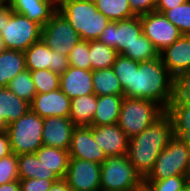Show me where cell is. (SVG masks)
Wrapping results in <instances>:
<instances>
[{
    "label": "cell",
    "mask_w": 190,
    "mask_h": 191,
    "mask_svg": "<svg viewBox=\"0 0 190 191\" xmlns=\"http://www.w3.org/2000/svg\"><path fill=\"white\" fill-rule=\"evenodd\" d=\"M175 138L174 125L163 113L142 133L129 139L127 157L145 179L154 167L160 152Z\"/></svg>",
    "instance_id": "obj_1"
},
{
    "label": "cell",
    "mask_w": 190,
    "mask_h": 191,
    "mask_svg": "<svg viewBox=\"0 0 190 191\" xmlns=\"http://www.w3.org/2000/svg\"><path fill=\"white\" fill-rule=\"evenodd\" d=\"M172 77L161 57L143 62L132 59L131 85L124 90V97L151 100L164 109L169 100Z\"/></svg>",
    "instance_id": "obj_2"
},
{
    "label": "cell",
    "mask_w": 190,
    "mask_h": 191,
    "mask_svg": "<svg viewBox=\"0 0 190 191\" xmlns=\"http://www.w3.org/2000/svg\"><path fill=\"white\" fill-rule=\"evenodd\" d=\"M58 11L82 40H97L111 22L97 10L93 0H63L58 4Z\"/></svg>",
    "instance_id": "obj_3"
},
{
    "label": "cell",
    "mask_w": 190,
    "mask_h": 191,
    "mask_svg": "<svg viewBox=\"0 0 190 191\" xmlns=\"http://www.w3.org/2000/svg\"><path fill=\"white\" fill-rule=\"evenodd\" d=\"M143 188L144 179L127 155L107 157L101 164V191H139Z\"/></svg>",
    "instance_id": "obj_4"
},
{
    "label": "cell",
    "mask_w": 190,
    "mask_h": 191,
    "mask_svg": "<svg viewBox=\"0 0 190 191\" xmlns=\"http://www.w3.org/2000/svg\"><path fill=\"white\" fill-rule=\"evenodd\" d=\"M164 113V109L151 100L124 97L118 120L119 128L130 139L142 133Z\"/></svg>",
    "instance_id": "obj_5"
},
{
    "label": "cell",
    "mask_w": 190,
    "mask_h": 191,
    "mask_svg": "<svg viewBox=\"0 0 190 191\" xmlns=\"http://www.w3.org/2000/svg\"><path fill=\"white\" fill-rule=\"evenodd\" d=\"M164 113L174 125L175 138L190 143V76L172 77Z\"/></svg>",
    "instance_id": "obj_6"
},
{
    "label": "cell",
    "mask_w": 190,
    "mask_h": 191,
    "mask_svg": "<svg viewBox=\"0 0 190 191\" xmlns=\"http://www.w3.org/2000/svg\"><path fill=\"white\" fill-rule=\"evenodd\" d=\"M43 118L31 109L6 126L12 153L16 155L35 153L42 142Z\"/></svg>",
    "instance_id": "obj_7"
},
{
    "label": "cell",
    "mask_w": 190,
    "mask_h": 191,
    "mask_svg": "<svg viewBox=\"0 0 190 191\" xmlns=\"http://www.w3.org/2000/svg\"><path fill=\"white\" fill-rule=\"evenodd\" d=\"M175 175H190V143L174 138L158 155L144 180H163Z\"/></svg>",
    "instance_id": "obj_8"
},
{
    "label": "cell",
    "mask_w": 190,
    "mask_h": 191,
    "mask_svg": "<svg viewBox=\"0 0 190 191\" xmlns=\"http://www.w3.org/2000/svg\"><path fill=\"white\" fill-rule=\"evenodd\" d=\"M42 26L22 14L13 12L9 21L1 27L5 49L24 52L33 43L41 40Z\"/></svg>",
    "instance_id": "obj_9"
},
{
    "label": "cell",
    "mask_w": 190,
    "mask_h": 191,
    "mask_svg": "<svg viewBox=\"0 0 190 191\" xmlns=\"http://www.w3.org/2000/svg\"><path fill=\"white\" fill-rule=\"evenodd\" d=\"M41 40L53 51L67 56L74 46L81 40L80 35L57 11L42 27Z\"/></svg>",
    "instance_id": "obj_10"
},
{
    "label": "cell",
    "mask_w": 190,
    "mask_h": 191,
    "mask_svg": "<svg viewBox=\"0 0 190 191\" xmlns=\"http://www.w3.org/2000/svg\"><path fill=\"white\" fill-rule=\"evenodd\" d=\"M143 33L142 23L139 16L120 21H111L103 30L99 41L122 54L127 48L138 40Z\"/></svg>",
    "instance_id": "obj_11"
},
{
    "label": "cell",
    "mask_w": 190,
    "mask_h": 191,
    "mask_svg": "<svg viewBox=\"0 0 190 191\" xmlns=\"http://www.w3.org/2000/svg\"><path fill=\"white\" fill-rule=\"evenodd\" d=\"M143 34L152 42L158 52L174 43L182 34L163 13L153 11L140 15Z\"/></svg>",
    "instance_id": "obj_12"
},
{
    "label": "cell",
    "mask_w": 190,
    "mask_h": 191,
    "mask_svg": "<svg viewBox=\"0 0 190 191\" xmlns=\"http://www.w3.org/2000/svg\"><path fill=\"white\" fill-rule=\"evenodd\" d=\"M101 164L70 158L65 180L72 191H101Z\"/></svg>",
    "instance_id": "obj_13"
},
{
    "label": "cell",
    "mask_w": 190,
    "mask_h": 191,
    "mask_svg": "<svg viewBox=\"0 0 190 191\" xmlns=\"http://www.w3.org/2000/svg\"><path fill=\"white\" fill-rule=\"evenodd\" d=\"M70 158H78L102 164L107 156L96 144L91 126H75L69 147Z\"/></svg>",
    "instance_id": "obj_14"
},
{
    "label": "cell",
    "mask_w": 190,
    "mask_h": 191,
    "mask_svg": "<svg viewBox=\"0 0 190 191\" xmlns=\"http://www.w3.org/2000/svg\"><path fill=\"white\" fill-rule=\"evenodd\" d=\"M160 57L173 77L190 76V35H181L160 52Z\"/></svg>",
    "instance_id": "obj_15"
},
{
    "label": "cell",
    "mask_w": 190,
    "mask_h": 191,
    "mask_svg": "<svg viewBox=\"0 0 190 191\" xmlns=\"http://www.w3.org/2000/svg\"><path fill=\"white\" fill-rule=\"evenodd\" d=\"M70 103L71 99L59 88L48 93L36 94L30 108L41 118L70 117Z\"/></svg>",
    "instance_id": "obj_16"
},
{
    "label": "cell",
    "mask_w": 190,
    "mask_h": 191,
    "mask_svg": "<svg viewBox=\"0 0 190 191\" xmlns=\"http://www.w3.org/2000/svg\"><path fill=\"white\" fill-rule=\"evenodd\" d=\"M75 125L69 117L43 118V145L69 150Z\"/></svg>",
    "instance_id": "obj_17"
},
{
    "label": "cell",
    "mask_w": 190,
    "mask_h": 191,
    "mask_svg": "<svg viewBox=\"0 0 190 191\" xmlns=\"http://www.w3.org/2000/svg\"><path fill=\"white\" fill-rule=\"evenodd\" d=\"M96 144L107 157L127 155L129 138L118 124L91 126Z\"/></svg>",
    "instance_id": "obj_18"
},
{
    "label": "cell",
    "mask_w": 190,
    "mask_h": 191,
    "mask_svg": "<svg viewBox=\"0 0 190 191\" xmlns=\"http://www.w3.org/2000/svg\"><path fill=\"white\" fill-rule=\"evenodd\" d=\"M60 89L70 98L94 94L92 70L69 66L60 75Z\"/></svg>",
    "instance_id": "obj_19"
},
{
    "label": "cell",
    "mask_w": 190,
    "mask_h": 191,
    "mask_svg": "<svg viewBox=\"0 0 190 191\" xmlns=\"http://www.w3.org/2000/svg\"><path fill=\"white\" fill-rule=\"evenodd\" d=\"M13 12L22 14L42 27L58 11L56 0H11Z\"/></svg>",
    "instance_id": "obj_20"
},
{
    "label": "cell",
    "mask_w": 190,
    "mask_h": 191,
    "mask_svg": "<svg viewBox=\"0 0 190 191\" xmlns=\"http://www.w3.org/2000/svg\"><path fill=\"white\" fill-rule=\"evenodd\" d=\"M30 103L15 95L7 87L0 88V129L6 126L30 110Z\"/></svg>",
    "instance_id": "obj_21"
},
{
    "label": "cell",
    "mask_w": 190,
    "mask_h": 191,
    "mask_svg": "<svg viewBox=\"0 0 190 191\" xmlns=\"http://www.w3.org/2000/svg\"><path fill=\"white\" fill-rule=\"evenodd\" d=\"M124 95L97 96V107L91 126L118 124Z\"/></svg>",
    "instance_id": "obj_22"
},
{
    "label": "cell",
    "mask_w": 190,
    "mask_h": 191,
    "mask_svg": "<svg viewBox=\"0 0 190 191\" xmlns=\"http://www.w3.org/2000/svg\"><path fill=\"white\" fill-rule=\"evenodd\" d=\"M38 160L60 179L65 178L69 165L68 150L43 145L35 152Z\"/></svg>",
    "instance_id": "obj_23"
},
{
    "label": "cell",
    "mask_w": 190,
    "mask_h": 191,
    "mask_svg": "<svg viewBox=\"0 0 190 191\" xmlns=\"http://www.w3.org/2000/svg\"><path fill=\"white\" fill-rule=\"evenodd\" d=\"M18 177L20 179H46L58 181L60 178L48 170L37 158L35 153L17 155Z\"/></svg>",
    "instance_id": "obj_24"
},
{
    "label": "cell",
    "mask_w": 190,
    "mask_h": 191,
    "mask_svg": "<svg viewBox=\"0 0 190 191\" xmlns=\"http://www.w3.org/2000/svg\"><path fill=\"white\" fill-rule=\"evenodd\" d=\"M26 69L25 54L22 51L4 49L0 52V88L8 83L20 72Z\"/></svg>",
    "instance_id": "obj_25"
},
{
    "label": "cell",
    "mask_w": 190,
    "mask_h": 191,
    "mask_svg": "<svg viewBox=\"0 0 190 191\" xmlns=\"http://www.w3.org/2000/svg\"><path fill=\"white\" fill-rule=\"evenodd\" d=\"M97 107V96L89 94L75 97L70 103V119L75 126H91Z\"/></svg>",
    "instance_id": "obj_26"
},
{
    "label": "cell",
    "mask_w": 190,
    "mask_h": 191,
    "mask_svg": "<svg viewBox=\"0 0 190 191\" xmlns=\"http://www.w3.org/2000/svg\"><path fill=\"white\" fill-rule=\"evenodd\" d=\"M92 84L96 96L124 95L121 83L112 67L92 71Z\"/></svg>",
    "instance_id": "obj_27"
},
{
    "label": "cell",
    "mask_w": 190,
    "mask_h": 191,
    "mask_svg": "<svg viewBox=\"0 0 190 191\" xmlns=\"http://www.w3.org/2000/svg\"><path fill=\"white\" fill-rule=\"evenodd\" d=\"M24 54L26 69L29 71L49 69L52 66L53 50L42 40L33 43Z\"/></svg>",
    "instance_id": "obj_28"
},
{
    "label": "cell",
    "mask_w": 190,
    "mask_h": 191,
    "mask_svg": "<svg viewBox=\"0 0 190 191\" xmlns=\"http://www.w3.org/2000/svg\"><path fill=\"white\" fill-rule=\"evenodd\" d=\"M117 51L97 40L89 41V57L91 70L111 68L115 62Z\"/></svg>",
    "instance_id": "obj_29"
},
{
    "label": "cell",
    "mask_w": 190,
    "mask_h": 191,
    "mask_svg": "<svg viewBox=\"0 0 190 191\" xmlns=\"http://www.w3.org/2000/svg\"><path fill=\"white\" fill-rule=\"evenodd\" d=\"M98 11L111 21L133 18L136 15L129 6V0H93Z\"/></svg>",
    "instance_id": "obj_30"
},
{
    "label": "cell",
    "mask_w": 190,
    "mask_h": 191,
    "mask_svg": "<svg viewBox=\"0 0 190 191\" xmlns=\"http://www.w3.org/2000/svg\"><path fill=\"white\" fill-rule=\"evenodd\" d=\"M121 55L138 62L153 60L160 57L158 50L143 33L138 37V40Z\"/></svg>",
    "instance_id": "obj_31"
},
{
    "label": "cell",
    "mask_w": 190,
    "mask_h": 191,
    "mask_svg": "<svg viewBox=\"0 0 190 191\" xmlns=\"http://www.w3.org/2000/svg\"><path fill=\"white\" fill-rule=\"evenodd\" d=\"M7 88L19 98L30 104L34 99V96L37 94L31 73L28 69H25L24 71L17 74L8 83Z\"/></svg>",
    "instance_id": "obj_32"
},
{
    "label": "cell",
    "mask_w": 190,
    "mask_h": 191,
    "mask_svg": "<svg viewBox=\"0 0 190 191\" xmlns=\"http://www.w3.org/2000/svg\"><path fill=\"white\" fill-rule=\"evenodd\" d=\"M163 15L178 28L182 35H190V0L164 11Z\"/></svg>",
    "instance_id": "obj_33"
},
{
    "label": "cell",
    "mask_w": 190,
    "mask_h": 191,
    "mask_svg": "<svg viewBox=\"0 0 190 191\" xmlns=\"http://www.w3.org/2000/svg\"><path fill=\"white\" fill-rule=\"evenodd\" d=\"M37 94L48 93L60 88V75L50 69L30 71Z\"/></svg>",
    "instance_id": "obj_34"
},
{
    "label": "cell",
    "mask_w": 190,
    "mask_h": 191,
    "mask_svg": "<svg viewBox=\"0 0 190 191\" xmlns=\"http://www.w3.org/2000/svg\"><path fill=\"white\" fill-rule=\"evenodd\" d=\"M190 175H175L163 180H144L148 191H183Z\"/></svg>",
    "instance_id": "obj_35"
},
{
    "label": "cell",
    "mask_w": 190,
    "mask_h": 191,
    "mask_svg": "<svg viewBox=\"0 0 190 191\" xmlns=\"http://www.w3.org/2000/svg\"><path fill=\"white\" fill-rule=\"evenodd\" d=\"M89 59V41L81 39L68 55L69 65L80 69L91 70Z\"/></svg>",
    "instance_id": "obj_36"
},
{
    "label": "cell",
    "mask_w": 190,
    "mask_h": 191,
    "mask_svg": "<svg viewBox=\"0 0 190 191\" xmlns=\"http://www.w3.org/2000/svg\"><path fill=\"white\" fill-rule=\"evenodd\" d=\"M112 68L124 91L128 85H131L132 59L118 54Z\"/></svg>",
    "instance_id": "obj_37"
},
{
    "label": "cell",
    "mask_w": 190,
    "mask_h": 191,
    "mask_svg": "<svg viewBox=\"0 0 190 191\" xmlns=\"http://www.w3.org/2000/svg\"><path fill=\"white\" fill-rule=\"evenodd\" d=\"M19 180L18 160L14 153L0 159V185Z\"/></svg>",
    "instance_id": "obj_38"
},
{
    "label": "cell",
    "mask_w": 190,
    "mask_h": 191,
    "mask_svg": "<svg viewBox=\"0 0 190 191\" xmlns=\"http://www.w3.org/2000/svg\"><path fill=\"white\" fill-rule=\"evenodd\" d=\"M20 191H48L54 180L46 179H20Z\"/></svg>",
    "instance_id": "obj_39"
},
{
    "label": "cell",
    "mask_w": 190,
    "mask_h": 191,
    "mask_svg": "<svg viewBox=\"0 0 190 191\" xmlns=\"http://www.w3.org/2000/svg\"><path fill=\"white\" fill-rule=\"evenodd\" d=\"M129 6L136 16L155 11L156 0H129Z\"/></svg>",
    "instance_id": "obj_40"
},
{
    "label": "cell",
    "mask_w": 190,
    "mask_h": 191,
    "mask_svg": "<svg viewBox=\"0 0 190 191\" xmlns=\"http://www.w3.org/2000/svg\"><path fill=\"white\" fill-rule=\"evenodd\" d=\"M68 57L60 54L58 51H53L52 66L49 68L54 73L63 74L69 68Z\"/></svg>",
    "instance_id": "obj_41"
},
{
    "label": "cell",
    "mask_w": 190,
    "mask_h": 191,
    "mask_svg": "<svg viewBox=\"0 0 190 191\" xmlns=\"http://www.w3.org/2000/svg\"><path fill=\"white\" fill-rule=\"evenodd\" d=\"M187 0H156L155 11L163 13L164 11L173 9L178 5L185 3Z\"/></svg>",
    "instance_id": "obj_42"
},
{
    "label": "cell",
    "mask_w": 190,
    "mask_h": 191,
    "mask_svg": "<svg viewBox=\"0 0 190 191\" xmlns=\"http://www.w3.org/2000/svg\"><path fill=\"white\" fill-rule=\"evenodd\" d=\"M11 153H12V150H11L8 133L5 129L1 130L0 131V159L8 156Z\"/></svg>",
    "instance_id": "obj_43"
},
{
    "label": "cell",
    "mask_w": 190,
    "mask_h": 191,
    "mask_svg": "<svg viewBox=\"0 0 190 191\" xmlns=\"http://www.w3.org/2000/svg\"><path fill=\"white\" fill-rule=\"evenodd\" d=\"M13 13V9L9 2H3L0 4V32L1 27L4 25L5 21H9L11 15Z\"/></svg>",
    "instance_id": "obj_44"
},
{
    "label": "cell",
    "mask_w": 190,
    "mask_h": 191,
    "mask_svg": "<svg viewBox=\"0 0 190 191\" xmlns=\"http://www.w3.org/2000/svg\"><path fill=\"white\" fill-rule=\"evenodd\" d=\"M48 191H72L67 183V181L62 178L54 182Z\"/></svg>",
    "instance_id": "obj_45"
},
{
    "label": "cell",
    "mask_w": 190,
    "mask_h": 191,
    "mask_svg": "<svg viewBox=\"0 0 190 191\" xmlns=\"http://www.w3.org/2000/svg\"><path fill=\"white\" fill-rule=\"evenodd\" d=\"M0 191H20V182L15 180L0 185Z\"/></svg>",
    "instance_id": "obj_46"
},
{
    "label": "cell",
    "mask_w": 190,
    "mask_h": 191,
    "mask_svg": "<svg viewBox=\"0 0 190 191\" xmlns=\"http://www.w3.org/2000/svg\"><path fill=\"white\" fill-rule=\"evenodd\" d=\"M5 49L4 43H3V39L2 36L0 35V52L3 51Z\"/></svg>",
    "instance_id": "obj_47"
},
{
    "label": "cell",
    "mask_w": 190,
    "mask_h": 191,
    "mask_svg": "<svg viewBox=\"0 0 190 191\" xmlns=\"http://www.w3.org/2000/svg\"><path fill=\"white\" fill-rule=\"evenodd\" d=\"M183 191H190V179H189L188 182L185 184V187H184Z\"/></svg>",
    "instance_id": "obj_48"
},
{
    "label": "cell",
    "mask_w": 190,
    "mask_h": 191,
    "mask_svg": "<svg viewBox=\"0 0 190 191\" xmlns=\"http://www.w3.org/2000/svg\"><path fill=\"white\" fill-rule=\"evenodd\" d=\"M139 191H148V190L144 187L142 190H139Z\"/></svg>",
    "instance_id": "obj_49"
},
{
    "label": "cell",
    "mask_w": 190,
    "mask_h": 191,
    "mask_svg": "<svg viewBox=\"0 0 190 191\" xmlns=\"http://www.w3.org/2000/svg\"><path fill=\"white\" fill-rule=\"evenodd\" d=\"M61 1H63V0H56L57 4H59Z\"/></svg>",
    "instance_id": "obj_50"
}]
</instances>
